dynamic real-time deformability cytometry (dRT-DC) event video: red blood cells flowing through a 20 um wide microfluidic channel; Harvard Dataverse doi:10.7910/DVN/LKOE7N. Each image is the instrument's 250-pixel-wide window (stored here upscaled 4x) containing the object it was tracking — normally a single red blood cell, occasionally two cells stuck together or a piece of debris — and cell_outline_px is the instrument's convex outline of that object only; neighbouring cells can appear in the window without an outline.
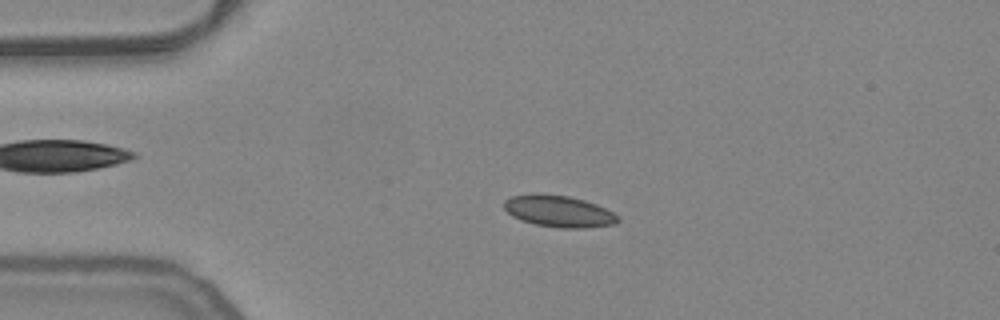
{"species": "common noctule bat (a hibernating species)", "species_latin": "Nyctalus noctula", "temperature_condition": "warm", "stored_images_in_passage": 55, "camera_frame_rate_fps": 3000, "um_per_image_px": 0.085, "animal": {"sex": "female", "body_mass_g": 24.6, "forearm_length_mm": 56.2}, "frame": {"image": 1, "passage_image": 13, "time_ms": 4.0, "image_size_px": [1000, 320], "cell_outline_px": [[620, 220], [616, 224], [588, 228], [560, 228], [536, 224], [520, 220], [512, 216], [504, 208], [504, 200], [512, 196], [532, 192], [540, 192], [568, 196], [584, 200], [596, 204], [620, 216]], "centroid_in_image_um": [47.49, 17.94], "position_along_channel_um": 37.5, "area_um2": 21.33}}
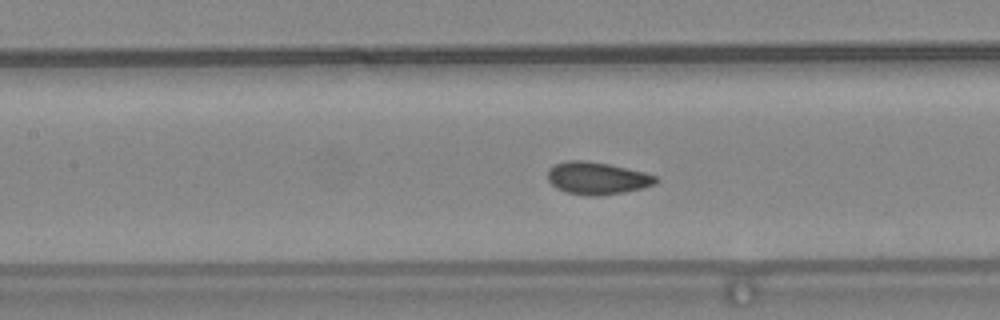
{"frame": {"image": 2, "passage_image": 25, "time_ms": 8.0, "image_size_px": [1000, 320], "cell_outline_px": [[660, 180], [656, 184], [644, 188], [624, 192], [596, 196], [588, 196], [568, 192], [556, 188], [548, 180], [548, 168], [556, 164], [568, 160], [584, 160], [608, 164], [644, 172], [656, 176]], "centroid_in_image_um": [50.78, 15.15], "position_along_channel_um": 156.6, "area_um2": 20.4}}
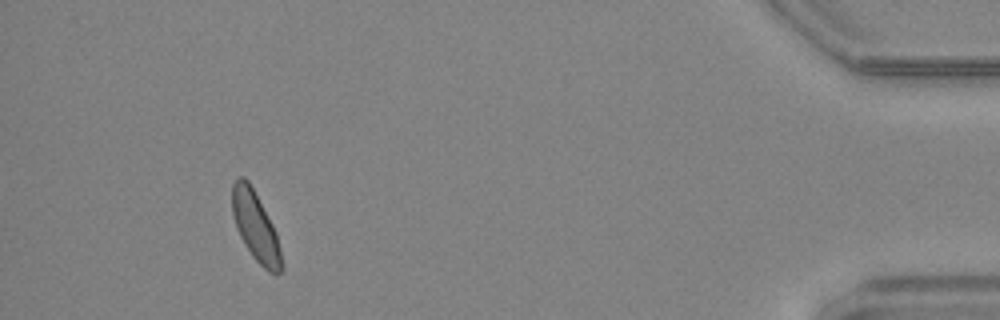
{"frame": {"image": 3, "passage_image": 51, "time_ms": 16.667, "image_size_px": [1000, 320], "cell_outline_px": [[280, 272], [276, 276], [268, 272], [252, 256], [244, 244], [236, 228], [232, 212], [232, 184], [240, 176], [244, 176], [248, 180], [272, 224], [276, 232], [280, 252]], "centroid_in_image_um": [21.68, 19.24], "position_along_channel_um": 413.5, "area_um2": 19.48}, "authors_computed_cell_mechanics": {"area_um2": 19.941, "velocity_mm_per_s": 3.7615, "shape_relaxation_time_tau1_ms": 5.5469, "shape_relaxation_time_tau2_ms": 0.8234, "deformation_change_tau1": 0.0885, "deformation_change_tau2": 0.0395}}